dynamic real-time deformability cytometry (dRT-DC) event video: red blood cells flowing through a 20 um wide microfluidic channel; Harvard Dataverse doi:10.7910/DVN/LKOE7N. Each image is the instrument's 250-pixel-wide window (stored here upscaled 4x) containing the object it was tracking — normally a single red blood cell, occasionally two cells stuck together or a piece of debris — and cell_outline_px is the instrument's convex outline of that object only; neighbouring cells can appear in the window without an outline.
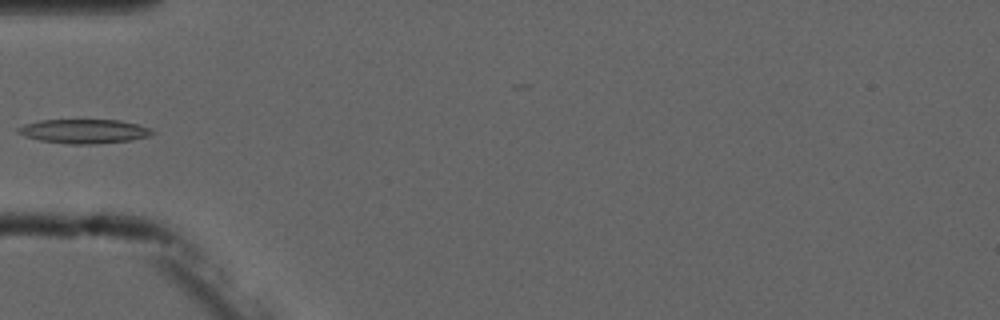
{"species": "common noctule bat (a hibernating species)", "species_latin": "Nyctalus noctula", "temperature_condition": "cold", "stored_images_in_passage": 5, "camera_frame_rate_fps": 3000, "um_per_image_px": 0.085, "animal": {"sex": "male", "forearm_length_mm": 52.5}, "frame": {"image": 1, "passage_image": 4, "time_ms": 3.667, "image_size_px": [1000, 320], "cell_outline_px": [[156, 132], [148, 136], [132, 140], [92, 144], [68, 144], [40, 140], [24, 136], [16, 132], [16, 128], [24, 124], [40, 120], [120, 120], [152, 128]], "centroid_in_image_um": [7.14, 11.15], "position_along_channel_um": 77.9, "area_um2": 18.96}}
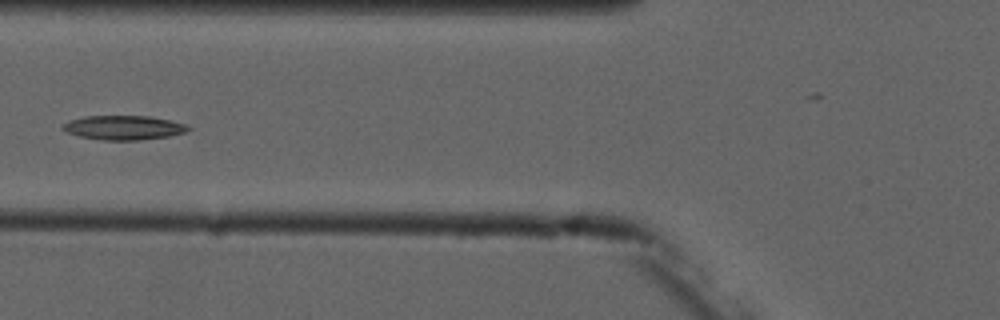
{"frame": {"image": 2, "passage_image": 5, "time_ms": 4.667, "image_size_px": [1000, 320], "cell_outline_px": [[192, 128], [184, 132], [168, 136], [140, 140], [100, 140], [80, 136], [68, 132], [60, 128], [68, 120], [84, 116], [148, 116], [168, 120], [184, 124]], "centroid_in_image_um": [10.47, 10.85], "position_along_channel_um": 115.3, "area_um2": 17.57}}